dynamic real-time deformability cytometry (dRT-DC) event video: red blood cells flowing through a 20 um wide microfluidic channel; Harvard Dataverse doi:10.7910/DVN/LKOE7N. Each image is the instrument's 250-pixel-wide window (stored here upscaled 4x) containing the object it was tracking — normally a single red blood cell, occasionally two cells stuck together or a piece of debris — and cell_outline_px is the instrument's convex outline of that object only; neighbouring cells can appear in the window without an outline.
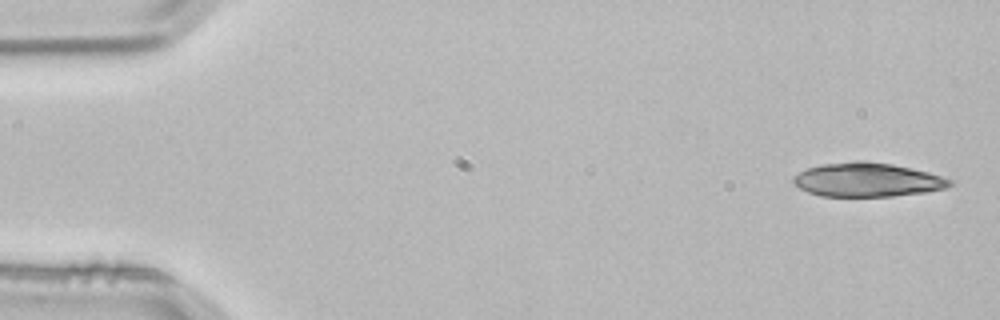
{"species": "common noctule bat (a hibernating species)", "species_latin": "Nyctalus noctula", "temperature_condition": "room temperature", "stored_images_in_passage": 4, "camera_frame_rate_fps": 3000, "um_per_image_px": 0.085, "animal": {"sex": "male", "body_mass_g": 21.5, "forearm_length_mm": 52.0}, "frame": {"image": 1, "passage_image": 1, "time_ms": 0.0, "image_size_px": [1000, 320], "cell_outline_px": [[952, 184], [948, 188], [924, 192], [892, 196], [820, 196], [808, 192], [800, 188], [792, 180], [800, 172], [808, 168], [820, 164], [852, 160], [864, 160], [892, 164], [928, 172], [952, 180]], "centroid_in_image_um": [73.72, 15.27], "position_along_channel_um": 11.3, "area_um2": 30.87}}